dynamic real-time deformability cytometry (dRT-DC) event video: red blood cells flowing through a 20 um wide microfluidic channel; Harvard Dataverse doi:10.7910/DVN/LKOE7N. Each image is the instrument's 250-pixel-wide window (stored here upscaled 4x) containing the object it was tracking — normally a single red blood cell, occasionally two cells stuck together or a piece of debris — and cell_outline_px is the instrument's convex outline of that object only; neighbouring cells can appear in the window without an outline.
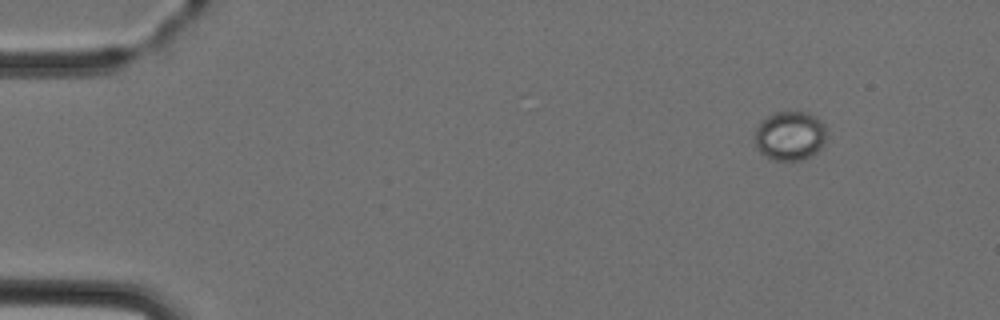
{"species": "Egyptian fruit bat (a non-hibernating species)", "species_latin": "Rousettus aegyptiacus", "temperature_condition": "cold", "stored_images_in_passage": 2, "camera_frame_rate_fps": 3000, "um_per_image_px": 0.085, "animal": {"sex": "female"}, "frame": {"image": 1, "passage_image": 2, "time_ms": 2.333, "image_size_px": [1000, 320], "cell_outline_px": [[824, 144], [816, 152], [800, 160], [772, 160], [760, 152], [756, 148], [756, 128], [760, 120], [776, 112], [808, 112], [820, 120], [824, 124]], "centroid_in_image_um": [67.12, 11.53], "position_along_channel_um": 17.9, "area_um2": 20.35}}